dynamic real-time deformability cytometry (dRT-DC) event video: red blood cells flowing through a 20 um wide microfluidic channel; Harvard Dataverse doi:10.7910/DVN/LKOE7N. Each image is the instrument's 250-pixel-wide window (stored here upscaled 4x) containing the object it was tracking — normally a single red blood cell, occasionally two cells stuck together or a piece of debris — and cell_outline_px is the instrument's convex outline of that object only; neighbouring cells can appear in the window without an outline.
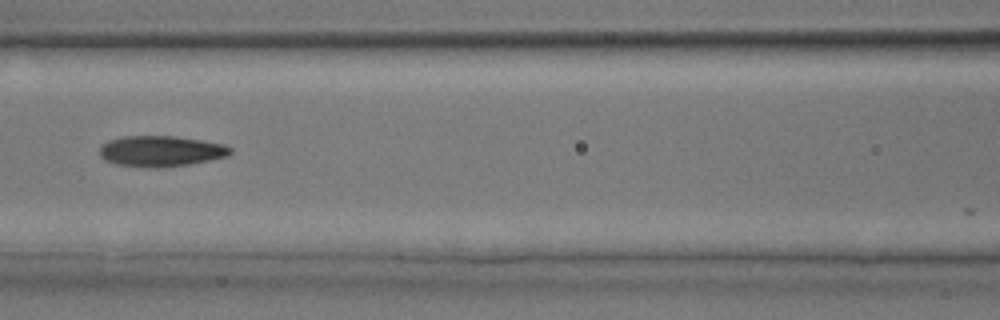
{"species": "common noctule bat (a hibernating species)", "species_latin": "Nyctalus noctula", "temperature_condition": "room temperature", "stored_images_in_passage": 6, "camera_frame_rate_fps": 3000, "um_per_image_px": 0.085, "animal": {"sex": "male", "body_mass_g": 17.9, "forearm_length_mm": 54.2}, "frame": {"image": 1, "passage_image": 6, "time_ms": 5.667, "image_size_px": [1000, 320], "cell_outline_px": [[232, 152], [228, 156], [188, 164], [156, 168], [148, 168], [116, 164], [104, 160], [100, 156], [100, 148], [108, 140], [124, 136], [176, 136], [224, 144], [232, 148]], "centroid_in_image_um": [13.66, 12.85], "position_along_channel_um": 152.9, "area_um2": 23.41}}